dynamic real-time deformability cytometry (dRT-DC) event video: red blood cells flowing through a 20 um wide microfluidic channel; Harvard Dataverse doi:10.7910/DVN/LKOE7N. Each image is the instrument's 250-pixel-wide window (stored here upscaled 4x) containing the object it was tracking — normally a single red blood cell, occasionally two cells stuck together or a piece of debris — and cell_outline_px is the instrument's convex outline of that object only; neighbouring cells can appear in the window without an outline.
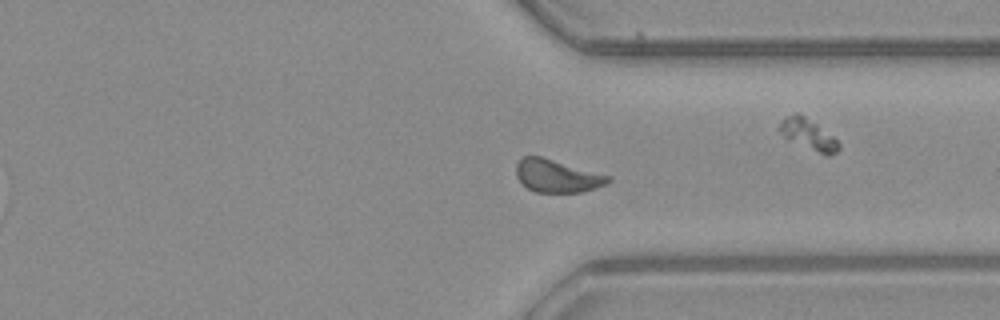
{"species": "common noctule bat (a hibernating species)", "species_latin": "Nyctalus noctula", "temperature_condition": "warm", "stored_images_in_passage": 54, "camera_frame_rate_fps": 3000, "um_per_image_px": 0.085, "animal": {"sex": "male", "body_mass_g": 23.1, "forearm_length_mm": 52.7}, "frame": {"image": 1, "passage_image": 39, "time_ms": 12.667, "image_size_px": [1000, 320], "cell_outline_px": [[612, 180], [596, 188], [580, 192], [536, 192], [528, 188], [516, 176], [516, 164], [524, 156], [540, 156], [612, 176]], "centroid_in_image_um": [47.37, 14.95], "position_along_channel_um": 364.0, "area_um2": 17.4}, "authors_computed_cell_mechanics": {"area_um2": 17.7446, "velocity_mm_per_s": 3.8463, "shape_relaxation_time_tau1_ms": 7.4769, "shape_relaxation_time_tau2_ms": 3.0827, "deformation_change_tau1": 0.1774, "deformation_change_tau2": 0.0949}}